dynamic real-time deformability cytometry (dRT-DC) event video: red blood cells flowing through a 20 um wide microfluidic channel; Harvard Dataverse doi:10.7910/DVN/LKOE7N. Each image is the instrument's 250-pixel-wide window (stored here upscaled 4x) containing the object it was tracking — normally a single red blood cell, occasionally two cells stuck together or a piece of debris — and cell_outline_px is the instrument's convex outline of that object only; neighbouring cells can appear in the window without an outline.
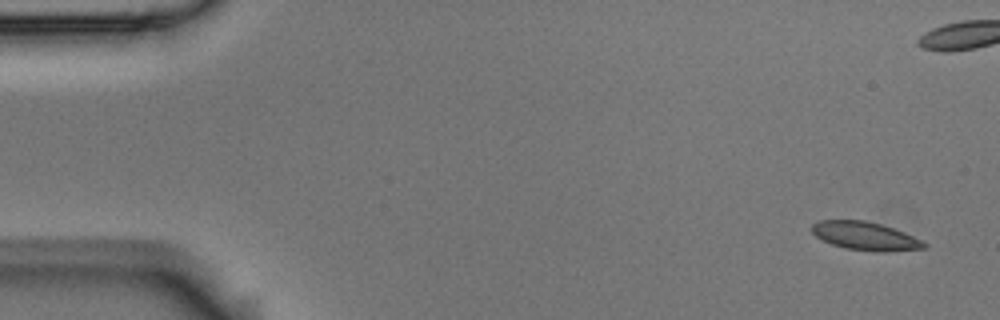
{"species": "Egyptian fruit bat (a non-hibernating species)", "species_latin": "Rousettus aegyptiacus", "temperature_condition": "room temperature", "stored_images_in_passage": 5, "camera_frame_rate_fps": 3000, "um_per_image_px": 0.085, "animal": {"sex": "male"}, "frame": {"image": 1, "passage_image": 1, "time_ms": 0.0, "image_size_px": [1000, 320], "cell_outline_px": [[928, 248], [884, 252], [872, 252], [844, 248], [832, 244], [816, 236], [812, 232], [812, 224], [820, 220], [864, 220], [880, 224], [904, 232], [924, 240], [928, 244]], "centroid_in_image_um": [73.6, 20.08], "position_along_channel_um": 11.4, "area_um2": 18.67}}